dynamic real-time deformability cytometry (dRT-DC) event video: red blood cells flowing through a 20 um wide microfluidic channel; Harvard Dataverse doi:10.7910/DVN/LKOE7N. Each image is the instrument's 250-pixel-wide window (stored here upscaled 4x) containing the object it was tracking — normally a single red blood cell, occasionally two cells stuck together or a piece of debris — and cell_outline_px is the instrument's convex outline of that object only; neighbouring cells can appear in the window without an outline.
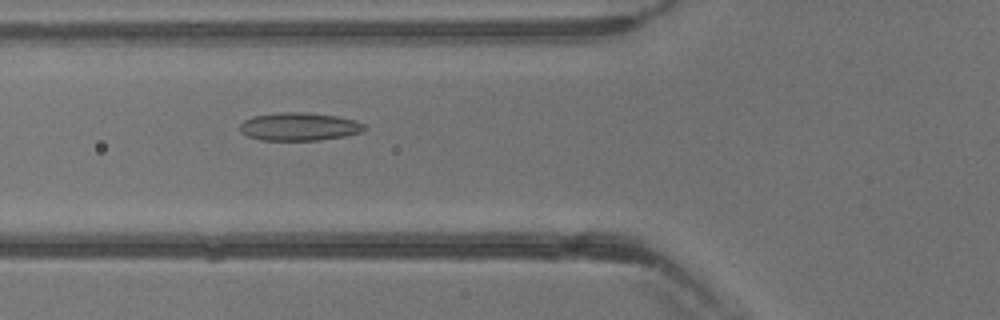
{"species": "common noctule bat (a hibernating species)", "species_latin": "Nyctalus noctula", "temperature_condition": "warm", "stored_images_in_passage": 31, "camera_frame_rate_fps": 3000, "um_per_image_px": 0.085, "animal": {"sex": "male", "body_mass_g": 13.3}, "frame": {"image": 1, "passage_image": 6, "time_ms": 1.667, "image_size_px": [1000, 320], "cell_outline_px": [[368, 128], [364, 132], [348, 136], [320, 140], [260, 140], [248, 136], [240, 132], [240, 124], [244, 120], [252, 116], [276, 112], [300, 112], [336, 116], [356, 120], [364, 124]], "centroid_in_image_um": [25.46, 10.77], "position_along_channel_um": 100.3, "area_um2": 20.63}}
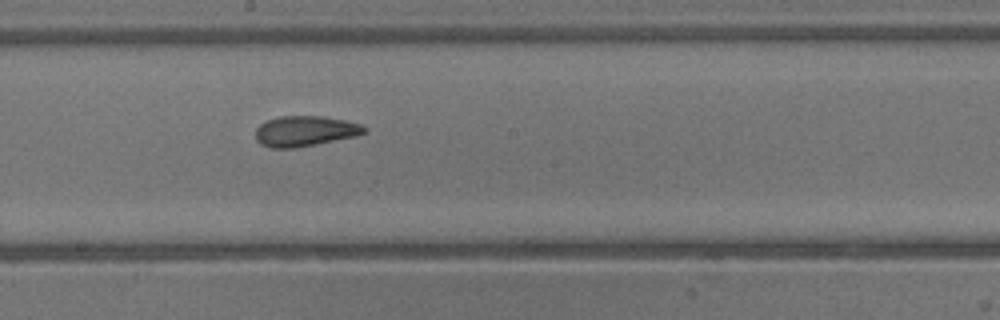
{"frame": {"image": 2, "passage_image": 13, "time_ms": 4.0, "image_size_px": [1000, 320], "cell_outline_px": [[368, 132], [356, 136], [316, 144], [292, 148], [272, 148], [260, 144], [256, 140], [256, 128], [260, 124], [268, 120], [280, 116], [324, 116], [344, 120], [360, 124], [368, 128]], "centroid_in_image_um": [25.94, 11.14], "position_along_channel_um": 222.3, "area_um2": 19.31}}
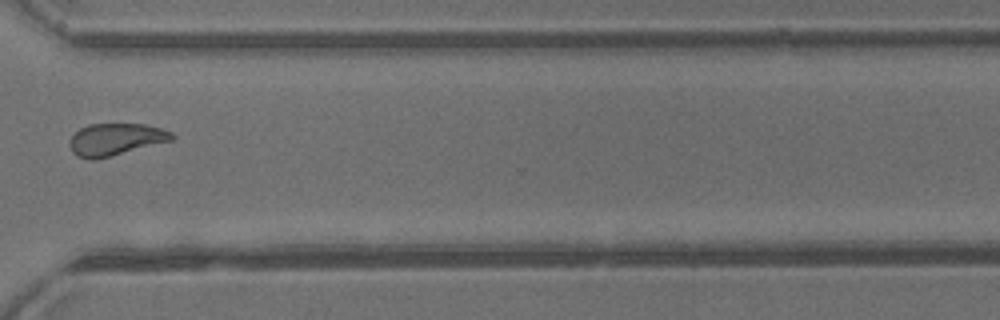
{"frame": {"image": 3, "passage_image": 21, "time_ms": 6.667, "image_size_px": [1000, 320], "cell_outline_px": [[176, 136], [172, 140], [92, 160], [88, 160], [76, 156], [72, 152], [72, 136], [80, 128], [88, 124], [144, 124], [160, 128], [172, 132]], "centroid_in_image_um": [9.83, 11.83], "position_along_channel_um": 360.8, "area_um2": 18.67}}